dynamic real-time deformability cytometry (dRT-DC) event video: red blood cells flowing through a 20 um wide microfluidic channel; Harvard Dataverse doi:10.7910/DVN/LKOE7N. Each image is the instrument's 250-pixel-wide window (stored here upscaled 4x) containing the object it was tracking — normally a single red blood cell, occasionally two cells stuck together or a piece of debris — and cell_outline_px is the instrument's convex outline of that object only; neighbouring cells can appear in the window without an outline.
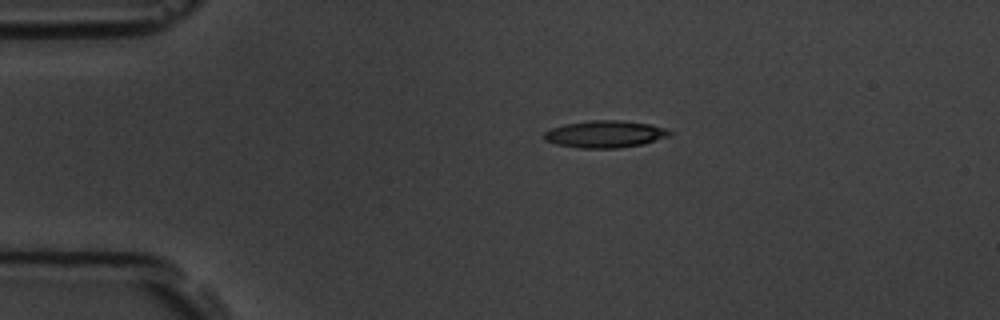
{"species": "common noctule bat (a hibernating species)", "species_latin": "Nyctalus noctula", "temperature_condition": "room temperature", "stored_images_in_passage": 3, "camera_frame_rate_fps": 3000, "um_per_image_px": 0.085, "animal": {"sex": "male", "body_mass_g": 19.5, "forearm_length_mm": 54.6}, "frame": {"image": 1, "passage_image": 1, "time_ms": 0.0, "image_size_px": [1000, 320], "cell_outline_px": [[672, 132], [668, 136], [644, 144], [616, 148], [580, 148], [556, 144], [544, 140], [544, 132], [552, 128], [564, 124], [592, 120], [620, 120], [648, 124], [664, 128]], "centroid_in_image_um": [51.4, 11.4], "position_along_channel_um": 33.6, "area_um2": 19.65}}
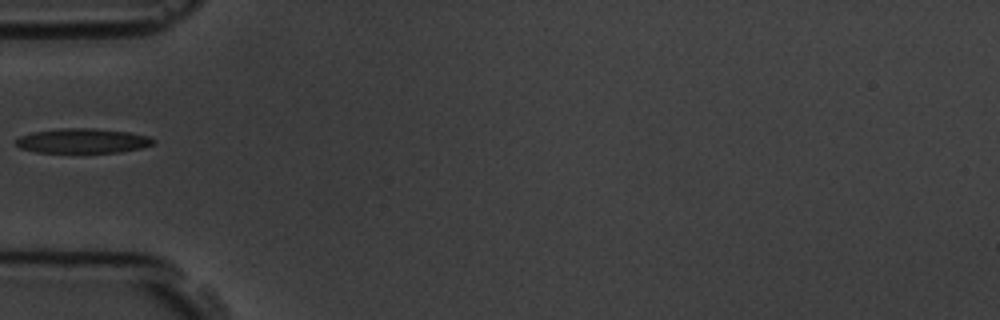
{"frame": {"image": 2, "passage_image": 3, "time_ms": 2.333, "image_size_px": [1000, 320], "cell_outline_px": [[156, 144], [140, 148], [120, 152], [36, 152], [20, 148], [12, 140], [20, 136], [32, 132], [60, 128], [96, 128], [128, 132], [148, 136], [156, 140]], "centroid_in_image_um": [7.01, 11.96], "position_along_channel_um": 78.0, "area_um2": 19.88}}